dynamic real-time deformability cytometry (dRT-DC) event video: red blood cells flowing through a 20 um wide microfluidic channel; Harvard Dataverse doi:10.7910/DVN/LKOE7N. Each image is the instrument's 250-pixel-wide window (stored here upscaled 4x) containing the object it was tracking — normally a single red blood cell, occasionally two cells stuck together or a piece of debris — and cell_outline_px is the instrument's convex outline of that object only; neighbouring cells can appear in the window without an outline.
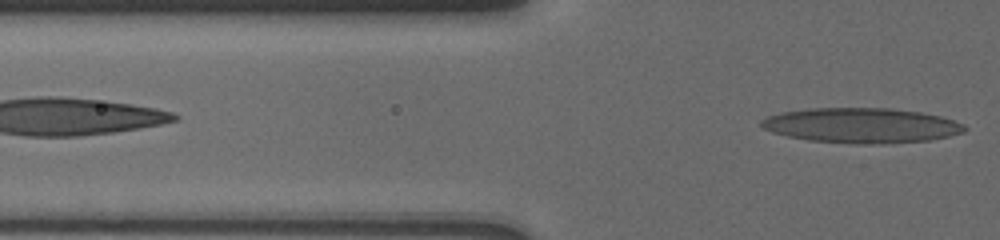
{"species": "human", "species_latin": "Homo sapiens", "temperature_condition": "cold", "stored_images_in_passage": 6, "segment_of_instrument_passage": [2, 2], "camera_frame_rate_fps": 3000, "um_per_image_px": 0.085, "donor": {"sex": "male"}, "frame": {"image": 1, "passage_image": 6, "time_ms": 1.667, "image_size_px": [1000, 240], "cell_outline_px": [[968, 128], [964, 132], [948, 136], [928, 140], [880, 144], [856, 144], [808, 140], [788, 136], [772, 132], [764, 128], [760, 124], [760, 120], [768, 116], [784, 112], [808, 108], [892, 108], [920, 112], [940, 116], [964, 124]], "centroid_in_image_um": [73.23, 10.66], "position_along_channel_um": 52.6, "area_um2": 41.44}}